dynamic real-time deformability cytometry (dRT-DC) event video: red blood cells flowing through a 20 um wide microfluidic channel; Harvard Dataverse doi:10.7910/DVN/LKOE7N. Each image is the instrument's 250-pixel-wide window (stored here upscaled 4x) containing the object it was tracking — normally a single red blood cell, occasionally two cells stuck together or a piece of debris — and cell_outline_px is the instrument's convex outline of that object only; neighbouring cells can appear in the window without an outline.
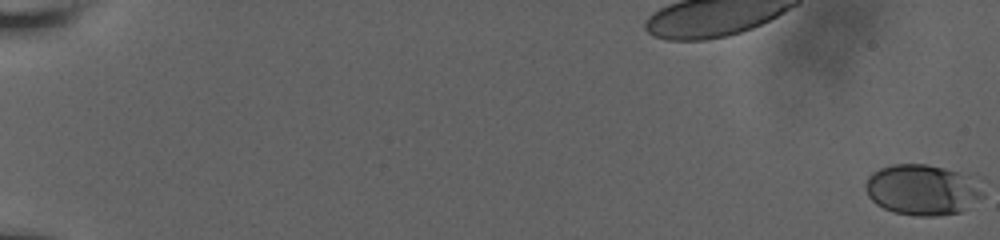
{"species": "human", "species_latin": "Homo sapiens", "temperature_condition": "room temperature", "stored_images_in_passage": 59, "camera_frame_rate_fps": 3000, "um_per_image_px": 0.085, "donor": {"sex": "male"}, "frame": {"image": 1, "passage_image": 1, "time_ms": 0.0, "image_size_px": [1000, 240], "cell_outline_px": [[984, 196], [960, 212], [936, 216], [916, 216], [896, 212], [884, 208], [876, 204], [868, 196], [864, 188], [864, 184], [868, 176], [872, 172], [880, 168], [892, 164], [924, 164], [976, 172], [980, 176], [984, 192]], "centroid_in_image_um": [78.51, 16.08], "position_along_channel_um": 6.5, "area_um2": 36.01}}
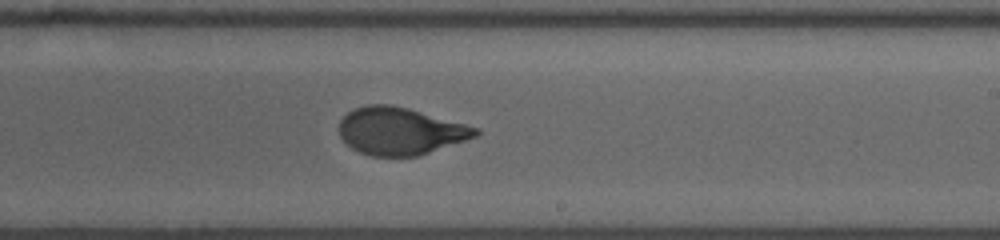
{"frame": {"image": 2, "passage_image": 39, "time_ms": 12.667, "image_size_px": [1000, 240], "cell_outline_px": [[480, 132], [476, 136], [420, 156], [368, 156], [352, 148], [340, 136], [340, 120], [352, 108], [364, 104], [392, 104], [408, 108], [480, 128]], "centroid_in_image_um": [34.01, 11.13], "position_along_channel_um": 255.0, "area_um2": 37.69}}
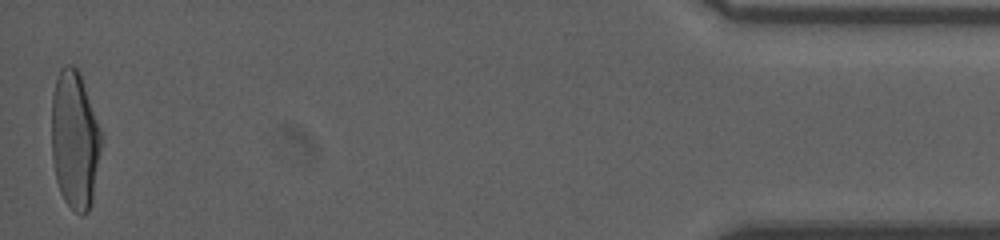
{"frame": {"image": 3, "passage_image": 59, "time_ms": 19.333, "image_size_px": [1000, 240], "cell_outline_px": [[100, 148], [92, 200], [88, 212], [84, 216], [80, 216], [64, 200], [60, 192], [56, 180], [52, 156], [52, 96], [56, 80], [60, 68], [64, 64], [72, 64], [80, 72], [100, 132]], "centroid_in_image_um": [6.32, 11.9], "position_along_channel_um": 428.9, "area_um2": 39.42}, "authors_computed_cell_mechanics": {"area_um2": 37.1076, "velocity_mm_per_s": 3.8207, "shape_relaxation_time_tau1_ms": 5.0594, "shape_relaxation_time_tau2_ms": null, "deformation_change_tau1": 0.1943, "deformation_change_tau2": null}}